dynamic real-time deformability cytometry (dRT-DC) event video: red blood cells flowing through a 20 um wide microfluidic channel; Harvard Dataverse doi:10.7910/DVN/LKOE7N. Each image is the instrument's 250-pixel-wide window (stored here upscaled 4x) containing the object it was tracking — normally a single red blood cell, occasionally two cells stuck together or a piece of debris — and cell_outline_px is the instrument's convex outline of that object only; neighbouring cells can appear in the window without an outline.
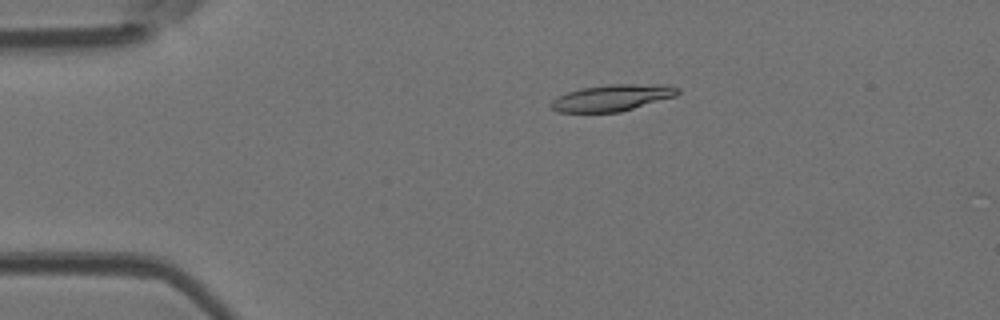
{"species": "Egyptian fruit bat (a non-hibernating species)", "species_latin": "Rousettus aegyptiacus", "temperature_condition": "room temperature", "stored_images_in_passage": 4, "camera_frame_rate_fps": 3000, "um_per_image_px": 0.085, "animal": {"sex": "female"}, "frame": {"image": 1, "passage_image": 3, "time_ms": 0.667, "image_size_px": [1000, 320], "cell_outline_px": [[680, 92], [676, 96], [620, 112], [556, 112], [548, 104], [556, 96], [580, 88], [608, 84], [668, 84], [680, 88]], "centroid_in_image_um": [52.04, 8.3], "position_along_channel_um": 33.0, "area_um2": 19.83}}